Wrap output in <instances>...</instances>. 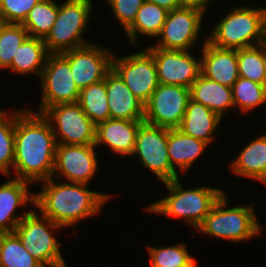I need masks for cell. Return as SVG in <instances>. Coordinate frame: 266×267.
<instances>
[{
	"instance_id": "cell-32",
	"label": "cell",
	"mask_w": 266,
	"mask_h": 267,
	"mask_svg": "<svg viewBox=\"0 0 266 267\" xmlns=\"http://www.w3.org/2000/svg\"><path fill=\"white\" fill-rule=\"evenodd\" d=\"M15 123V108H10V111L0 110V174H3V176H12L15 151Z\"/></svg>"
},
{
	"instance_id": "cell-3",
	"label": "cell",
	"mask_w": 266,
	"mask_h": 267,
	"mask_svg": "<svg viewBox=\"0 0 266 267\" xmlns=\"http://www.w3.org/2000/svg\"><path fill=\"white\" fill-rule=\"evenodd\" d=\"M162 184L169 194L149 205L146 204L144 211L150 214H161L171 219L181 218V221L195 230L225 193L224 189L207 185L186 189L181 182V177Z\"/></svg>"
},
{
	"instance_id": "cell-35",
	"label": "cell",
	"mask_w": 266,
	"mask_h": 267,
	"mask_svg": "<svg viewBox=\"0 0 266 267\" xmlns=\"http://www.w3.org/2000/svg\"><path fill=\"white\" fill-rule=\"evenodd\" d=\"M41 0H0V21L21 24Z\"/></svg>"
},
{
	"instance_id": "cell-29",
	"label": "cell",
	"mask_w": 266,
	"mask_h": 267,
	"mask_svg": "<svg viewBox=\"0 0 266 267\" xmlns=\"http://www.w3.org/2000/svg\"><path fill=\"white\" fill-rule=\"evenodd\" d=\"M237 62L240 77L266 86V43L237 49Z\"/></svg>"
},
{
	"instance_id": "cell-30",
	"label": "cell",
	"mask_w": 266,
	"mask_h": 267,
	"mask_svg": "<svg viewBox=\"0 0 266 267\" xmlns=\"http://www.w3.org/2000/svg\"><path fill=\"white\" fill-rule=\"evenodd\" d=\"M59 3L55 0H41L27 14L21 23L29 36L44 39L57 18Z\"/></svg>"
},
{
	"instance_id": "cell-22",
	"label": "cell",
	"mask_w": 266,
	"mask_h": 267,
	"mask_svg": "<svg viewBox=\"0 0 266 267\" xmlns=\"http://www.w3.org/2000/svg\"><path fill=\"white\" fill-rule=\"evenodd\" d=\"M222 122H224L223 119L212 110L190 99L178 129L184 134L204 141L211 146L215 136L218 135V128L224 124Z\"/></svg>"
},
{
	"instance_id": "cell-19",
	"label": "cell",
	"mask_w": 266,
	"mask_h": 267,
	"mask_svg": "<svg viewBox=\"0 0 266 267\" xmlns=\"http://www.w3.org/2000/svg\"><path fill=\"white\" fill-rule=\"evenodd\" d=\"M144 120L110 118L96 125L95 147L107 146L112 154L132 157L140 124Z\"/></svg>"
},
{
	"instance_id": "cell-1",
	"label": "cell",
	"mask_w": 266,
	"mask_h": 267,
	"mask_svg": "<svg viewBox=\"0 0 266 267\" xmlns=\"http://www.w3.org/2000/svg\"><path fill=\"white\" fill-rule=\"evenodd\" d=\"M56 138L49 121L40 113L16 109L15 151L12 177L35 183L52 177Z\"/></svg>"
},
{
	"instance_id": "cell-34",
	"label": "cell",
	"mask_w": 266,
	"mask_h": 267,
	"mask_svg": "<svg viewBox=\"0 0 266 267\" xmlns=\"http://www.w3.org/2000/svg\"><path fill=\"white\" fill-rule=\"evenodd\" d=\"M28 36V31L22 24L4 23L1 21L0 70H5L11 65L17 48Z\"/></svg>"
},
{
	"instance_id": "cell-33",
	"label": "cell",
	"mask_w": 266,
	"mask_h": 267,
	"mask_svg": "<svg viewBox=\"0 0 266 267\" xmlns=\"http://www.w3.org/2000/svg\"><path fill=\"white\" fill-rule=\"evenodd\" d=\"M146 246L150 267H186L195 260L183 242L169 246Z\"/></svg>"
},
{
	"instance_id": "cell-39",
	"label": "cell",
	"mask_w": 266,
	"mask_h": 267,
	"mask_svg": "<svg viewBox=\"0 0 266 267\" xmlns=\"http://www.w3.org/2000/svg\"><path fill=\"white\" fill-rule=\"evenodd\" d=\"M197 261H196V259L189 265V266H186V267H198L197 266Z\"/></svg>"
},
{
	"instance_id": "cell-36",
	"label": "cell",
	"mask_w": 266,
	"mask_h": 267,
	"mask_svg": "<svg viewBox=\"0 0 266 267\" xmlns=\"http://www.w3.org/2000/svg\"><path fill=\"white\" fill-rule=\"evenodd\" d=\"M114 18L125 31L135 20L139 8L146 0H105Z\"/></svg>"
},
{
	"instance_id": "cell-25",
	"label": "cell",
	"mask_w": 266,
	"mask_h": 267,
	"mask_svg": "<svg viewBox=\"0 0 266 267\" xmlns=\"http://www.w3.org/2000/svg\"><path fill=\"white\" fill-rule=\"evenodd\" d=\"M49 54L42 38L28 36L17 48L7 70L25 77L34 74L40 79Z\"/></svg>"
},
{
	"instance_id": "cell-24",
	"label": "cell",
	"mask_w": 266,
	"mask_h": 267,
	"mask_svg": "<svg viewBox=\"0 0 266 267\" xmlns=\"http://www.w3.org/2000/svg\"><path fill=\"white\" fill-rule=\"evenodd\" d=\"M210 146L204 141L184 134L177 129H168V155L172 168L179 174L186 173ZM194 163V164H193ZM179 170V171H178Z\"/></svg>"
},
{
	"instance_id": "cell-12",
	"label": "cell",
	"mask_w": 266,
	"mask_h": 267,
	"mask_svg": "<svg viewBox=\"0 0 266 267\" xmlns=\"http://www.w3.org/2000/svg\"><path fill=\"white\" fill-rule=\"evenodd\" d=\"M116 54L114 51L112 69L145 105L159 86L153 55L147 49L125 56Z\"/></svg>"
},
{
	"instance_id": "cell-26",
	"label": "cell",
	"mask_w": 266,
	"mask_h": 267,
	"mask_svg": "<svg viewBox=\"0 0 266 267\" xmlns=\"http://www.w3.org/2000/svg\"><path fill=\"white\" fill-rule=\"evenodd\" d=\"M167 14L168 11L165 8L146 0L139 8L134 22L124 31L128 43L130 42L133 47H139V35L150 39L156 38L162 30Z\"/></svg>"
},
{
	"instance_id": "cell-10",
	"label": "cell",
	"mask_w": 266,
	"mask_h": 267,
	"mask_svg": "<svg viewBox=\"0 0 266 267\" xmlns=\"http://www.w3.org/2000/svg\"><path fill=\"white\" fill-rule=\"evenodd\" d=\"M168 128L142 122L139 126L132 157L161 183L181 177L171 166L168 155Z\"/></svg>"
},
{
	"instance_id": "cell-27",
	"label": "cell",
	"mask_w": 266,
	"mask_h": 267,
	"mask_svg": "<svg viewBox=\"0 0 266 267\" xmlns=\"http://www.w3.org/2000/svg\"><path fill=\"white\" fill-rule=\"evenodd\" d=\"M232 88L234 107L239 113L248 114L256 111L258 107L266 108V86L249 79L240 77Z\"/></svg>"
},
{
	"instance_id": "cell-16",
	"label": "cell",
	"mask_w": 266,
	"mask_h": 267,
	"mask_svg": "<svg viewBox=\"0 0 266 267\" xmlns=\"http://www.w3.org/2000/svg\"><path fill=\"white\" fill-rule=\"evenodd\" d=\"M152 55L157 69L159 84L191 87L201 75V56L196 58L192 50H167L159 47L146 48Z\"/></svg>"
},
{
	"instance_id": "cell-18",
	"label": "cell",
	"mask_w": 266,
	"mask_h": 267,
	"mask_svg": "<svg viewBox=\"0 0 266 267\" xmlns=\"http://www.w3.org/2000/svg\"><path fill=\"white\" fill-rule=\"evenodd\" d=\"M200 51L201 73L222 85L232 87L239 78L237 49L212 45L204 35Z\"/></svg>"
},
{
	"instance_id": "cell-4",
	"label": "cell",
	"mask_w": 266,
	"mask_h": 267,
	"mask_svg": "<svg viewBox=\"0 0 266 267\" xmlns=\"http://www.w3.org/2000/svg\"><path fill=\"white\" fill-rule=\"evenodd\" d=\"M215 21L207 40L228 49L254 47L266 42V6H235Z\"/></svg>"
},
{
	"instance_id": "cell-37",
	"label": "cell",
	"mask_w": 266,
	"mask_h": 267,
	"mask_svg": "<svg viewBox=\"0 0 266 267\" xmlns=\"http://www.w3.org/2000/svg\"><path fill=\"white\" fill-rule=\"evenodd\" d=\"M147 1L157 4L159 7L165 8L167 11L183 7V0H147Z\"/></svg>"
},
{
	"instance_id": "cell-23",
	"label": "cell",
	"mask_w": 266,
	"mask_h": 267,
	"mask_svg": "<svg viewBox=\"0 0 266 267\" xmlns=\"http://www.w3.org/2000/svg\"><path fill=\"white\" fill-rule=\"evenodd\" d=\"M190 98L203 104L220 118L234 109L232 88L205 77L202 73L190 87Z\"/></svg>"
},
{
	"instance_id": "cell-13",
	"label": "cell",
	"mask_w": 266,
	"mask_h": 267,
	"mask_svg": "<svg viewBox=\"0 0 266 267\" xmlns=\"http://www.w3.org/2000/svg\"><path fill=\"white\" fill-rule=\"evenodd\" d=\"M190 99L189 88L159 84L144 105V122L177 129L182 123Z\"/></svg>"
},
{
	"instance_id": "cell-2",
	"label": "cell",
	"mask_w": 266,
	"mask_h": 267,
	"mask_svg": "<svg viewBox=\"0 0 266 267\" xmlns=\"http://www.w3.org/2000/svg\"><path fill=\"white\" fill-rule=\"evenodd\" d=\"M57 181L51 177L38 182L42 190L34 193V207L65 229L98 216L113 198L112 193L91 191L87 184Z\"/></svg>"
},
{
	"instance_id": "cell-31",
	"label": "cell",
	"mask_w": 266,
	"mask_h": 267,
	"mask_svg": "<svg viewBox=\"0 0 266 267\" xmlns=\"http://www.w3.org/2000/svg\"><path fill=\"white\" fill-rule=\"evenodd\" d=\"M0 267H44L14 232L0 233Z\"/></svg>"
},
{
	"instance_id": "cell-11",
	"label": "cell",
	"mask_w": 266,
	"mask_h": 267,
	"mask_svg": "<svg viewBox=\"0 0 266 267\" xmlns=\"http://www.w3.org/2000/svg\"><path fill=\"white\" fill-rule=\"evenodd\" d=\"M41 101L38 109L29 110L42 114L48 107L60 103H75L80 90L73 80L69 61L62 54H49L40 77Z\"/></svg>"
},
{
	"instance_id": "cell-7",
	"label": "cell",
	"mask_w": 266,
	"mask_h": 267,
	"mask_svg": "<svg viewBox=\"0 0 266 267\" xmlns=\"http://www.w3.org/2000/svg\"><path fill=\"white\" fill-rule=\"evenodd\" d=\"M64 229L33 208L16 226L14 233L26 250L44 267H69L62 256L56 233Z\"/></svg>"
},
{
	"instance_id": "cell-5",
	"label": "cell",
	"mask_w": 266,
	"mask_h": 267,
	"mask_svg": "<svg viewBox=\"0 0 266 267\" xmlns=\"http://www.w3.org/2000/svg\"><path fill=\"white\" fill-rule=\"evenodd\" d=\"M228 202L225 192L198 226L197 232L231 243H243L262 235L264 227L257 221L253 203L228 207Z\"/></svg>"
},
{
	"instance_id": "cell-28",
	"label": "cell",
	"mask_w": 266,
	"mask_h": 267,
	"mask_svg": "<svg viewBox=\"0 0 266 267\" xmlns=\"http://www.w3.org/2000/svg\"><path fill=\"white\" fill-rule=\"evenodd\" d=\"M77 103L96 125L110 119L106 76L104 80L82 89Z\"/></svg>"
},
{
	"instance_id": "cell-21",
	"label": "cell",
	"mask_w": 266,
	"mask_h": 267,
	"mask_svg": "<svg viewBox=\"0 0 266 267\" xmlns=\"http://www.w3.org/2000/svg\"><path fill=\"white\" fill-rule=\"evenodd\" d=\"M253 138L230 162L229 170L237 176L266 185V133Z\"/></svg>"
},
{
	"instance_id": "cell-15",
	"label": "cell",
	"mask_w": 266,
	"mask_h": 267,
	"mask_svg": "<svg viewBox=\"0 0 266 267\" xmlns=\"http://www.w3.org/2000/svg\"><path fill=\"white\" fill-rule=\"evenodd\" d=\"M106 47L92 42L61 53L69 61L73 80L80 91L104 80L112 69L114 52Z\"/></svg>"
},
{
	"instance_id": "cell-17",
	"label": "cell",
	"mask_w": 266,
	"mask_h": 267,
	"mask_svg": "<svg viewBox=\"0 0 266 267\" xmlns=\"http://www.w3.org/2000/svg\"><path fill=\"white\" fill-rule=\"evenodd\" d=\"M5 178L8 180L0 184V233L14 232L16 226L34 208V193L29 189L34 184L11 176ZM28 203L30 208L26 206ZM18 209H22L19 212L21 215L16 214Z\"/></svg>"
},
{
	"instance_id": "cell-8",
	"label": "cell",
	"mask_w": 266,
	"mask_h": 267,
	"mask_svg": "<svg viewBox=\"0 0 266 267\" xmlns=\"http://www.w3.org/2000/svg\"><path fill=\"white\" fill-rule=\"evenodd\" d=\"M42 115L49 121L57 144L95 145L96 124L77 102L53 105Z\"/></svg>"
},
{
	"instance_id": "cell-9",
	"label": "cell",
	"mask_w": 266,
	"mask_h": 267,
	"mask_svg": "<svg viewBox=\"0 0 266 267\" xmlns=\"http://www.w3.org/2000/svg\"><path fill=\"white\" fill-rule=\"evenodd\" d=\"M205 16L203 10L188 6L168 11L155 44L147 47L167 50H190L195 47L196 50V44L201 43L199 35H202Z\"/></svg>"
},
{
	"instance_id": "cell-20",
	"label": "cell",
	"mask_w": 266,
	"mask_h": 267,
	"mask_svg": "<svg viewBox=\"0 0 266 267\" xmlns=\"http://www.w3.org/2000/svg\"><path fill=\"white\" fill-rule=\"evenodd\" d=\"M106 92L110 118L144 120V104L113 69L106 74Z\"/></svg>"
},
{
	"instance_id": "cell-14",
	"label": "cell",
	"mask_w": 266,
	"mask_h": 267,
	"mask_svg": "<svg viewBox=\"0 0 266 267\" xmlns=\"http://www.w3.org/2000/svg\"><path fill=\"white\" fill-rule=\"evenodd\" d=\"M95 145L57 144L52 177L67 182L91 184L99 172V160Z\"/></svg>"
},
{
	"instance_id": "cell-38",
	"label": "cell",
	"mask_w": 266,
	"mask_h": 267,
	"mask_svg": "<svg viewBox=\"0 0 266 267\" xmlns=\"http://www.w3.org/2000/svg\"><path fill=\"white\" fill-rule=\"evenodd\" d=\"M211 1L213 2L214 0H183V6L195 7L207 13L206 11Z\"/></svg>"
},
{
	"instance_id": "cell-6",
	"label": "cell",
	"mask_w": 266,
	"mask_h": 267,
	"mask_svg": "<svg viewBox=\"0 0 266 267\" xmlns=\"http://www.w3.org/2000/svg\"><path fill=\"white\" fill-rule=\"evenodd\" d=\"M93 3L92 0H65L59 3L54 25L43 39L50 54H61L92 43L84 34L93 20Z\"/></svg>"
}]
</instances>
